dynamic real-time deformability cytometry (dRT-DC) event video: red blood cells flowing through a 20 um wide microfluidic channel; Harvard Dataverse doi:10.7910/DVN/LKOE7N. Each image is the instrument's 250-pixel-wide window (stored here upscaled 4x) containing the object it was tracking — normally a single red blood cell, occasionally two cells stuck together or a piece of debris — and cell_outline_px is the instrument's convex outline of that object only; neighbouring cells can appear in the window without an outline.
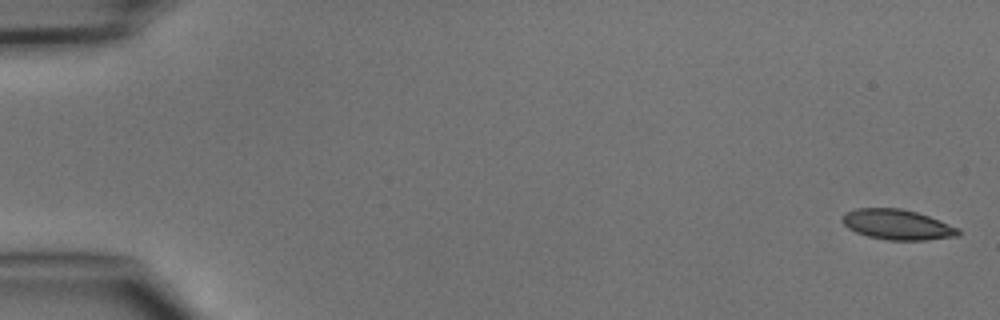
{"species": "common noctule bat (a hibernating species)", "species_latin": "Nyctalus noctula", "temperature_condition": "cold", "stored_images_in_passage": 47, "camera_frame_rate_fps": 3000, "um_per_image_px": 0.085, "animal": {"sex": "male", "body_mass_g": 15.6}, "frame": {"image": 1, "passage_image": 1, "time_ms": 0.0, "image_size_px": [1000, 320], "cell_outline_px": [[960, 236], [928, 240], [888, 240], [868, 236], [856, 232], [848, 228], [840, 220], [848, 212], [856, 208], [900, 208], [916, 212], [940, 220], [960, 228]], "centroid_in_image_um": [76.31, 19.1], "position_along_channel_um": 8.7, "area_um2": 20.46}}
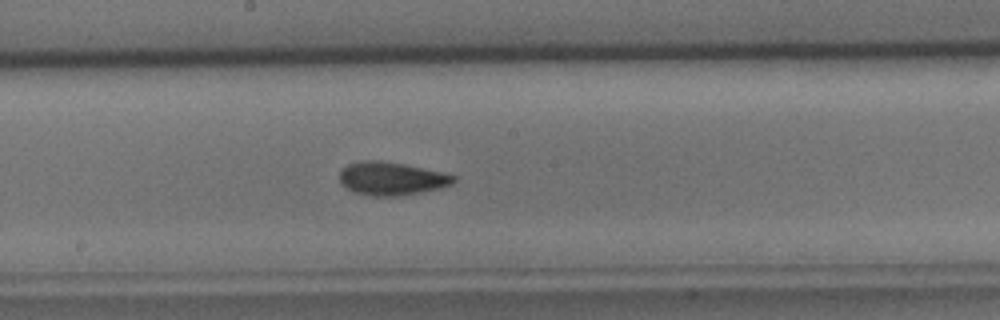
{"frame": {"image": 2, "passage_image": 26, "time_ms": 8.333, "image_size_px": [1000, 320], "cell_outline_px": [[456, 180], [452, 184], [440, 188], [420, 192], [396, 196], [372, 196], [352, 192], [340, 184], [340, 172], [348, 164], [360, 160], [380, 160], [404, 164], [440, 172], [456, 176]], "centroid_in_image_um": [33.24, 15.18], "position_along_channel_um": 215.0, "area_um2": 22.02}}
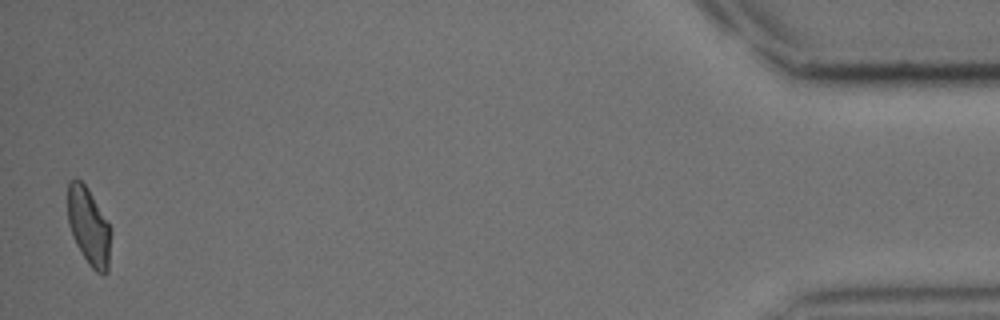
{"frame": {"image": 3, "passage_image": 47, "time_ms": 15.333, "image_size_px": [1000, 320], "cell_outline_px": [[112, 232], [108, 272], [104, 276], [96, 272], [88, 264], [76, 244], [72, 236], [68, 224], [68, 180], [76, 176], [88, 188], [112, 228]], "centroid_in_image_um": [7.56, 19.26], "position_along_channel_um": 427.6, "area_um2": 20.0}}